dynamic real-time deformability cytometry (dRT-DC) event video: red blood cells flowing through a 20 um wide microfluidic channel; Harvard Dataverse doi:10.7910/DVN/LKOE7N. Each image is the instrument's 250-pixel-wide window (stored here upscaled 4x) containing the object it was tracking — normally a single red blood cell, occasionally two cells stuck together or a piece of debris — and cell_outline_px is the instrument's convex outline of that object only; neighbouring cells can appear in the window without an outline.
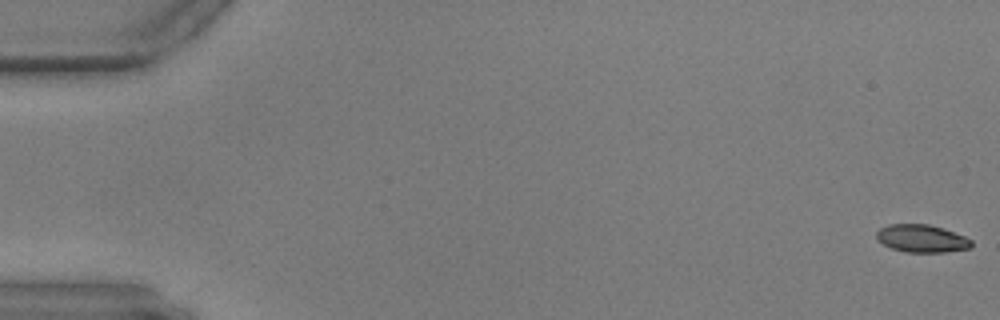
{"species": "common noctule bat (a hibernating species)", "species_latin": "Nyctalus noctula", "temperature_condition": "warm", "stored_images_in_passage": 47, "camera_frame_rate_fps": 3000, "um_per_image_px": 0.085, "animal": {"sex": "male", "body_mass_g": 17.9, "forearm_length_mm": 54.2}, "frame": {"image": 1, "passage_image": 1, "time_ms": 0.0, "image_size_px": [1000, 320], "cell_outline_px": [[972, 248], [944, 252], [904, 252], [892, 248], [876, 240], [876, 232], [880, 228], [888, 224], [928, 224], [944, 228], [964, 236], [972, 240]], "centroid_in_image_um": [78.34, 20.27], "position_along_channel_um": 6.7, "area_um2": 15.43}}
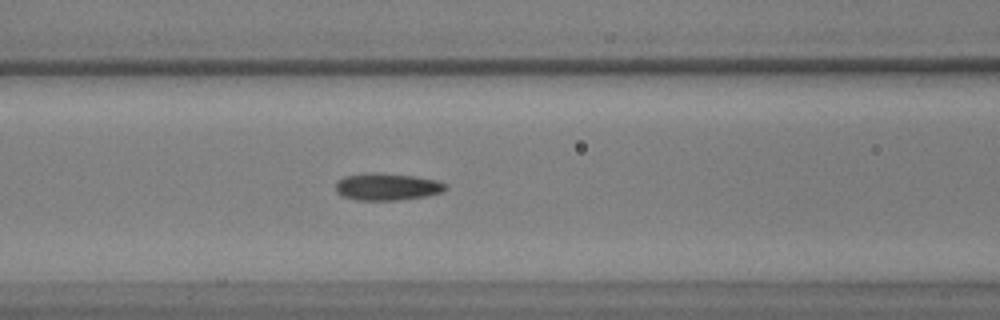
{"frame": {"image": 2, "passage_image": 25, "time_ms": 8.0, "image_size_px": [1000, 320], "cell_outline_px": [[448, 188], [444, 192], [424, 196], [396, 200], [356, 200], [340, 196], [336, 192], [336, 180], [344, 176], [368, 172], [376, 172], [416, 176], [436, 180], [444, 184]], "centroid_in_image_um": [32.85, 15.86], "position_along_channel_um": 133.7, "area_um2": 17.57}}
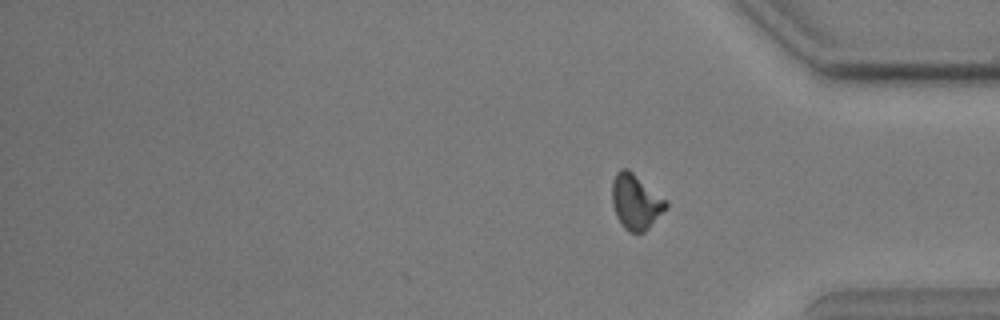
{"frame": {"image": 3, "passage_image": 47, "time_ms": 15.333, "image_size_px": [1000, 320], "cell_outline_px": [[668, 208], [644, 232], [628, 232], [624, 228], [616, 216], [612, 204], [612, 180], [616, 172], [620, 168], [628, 168], [668, 200]], "centroid_in_image_um": [54.05, 17.13], "position_along_channel_um": 381.1, "area_um2": 17.63}}